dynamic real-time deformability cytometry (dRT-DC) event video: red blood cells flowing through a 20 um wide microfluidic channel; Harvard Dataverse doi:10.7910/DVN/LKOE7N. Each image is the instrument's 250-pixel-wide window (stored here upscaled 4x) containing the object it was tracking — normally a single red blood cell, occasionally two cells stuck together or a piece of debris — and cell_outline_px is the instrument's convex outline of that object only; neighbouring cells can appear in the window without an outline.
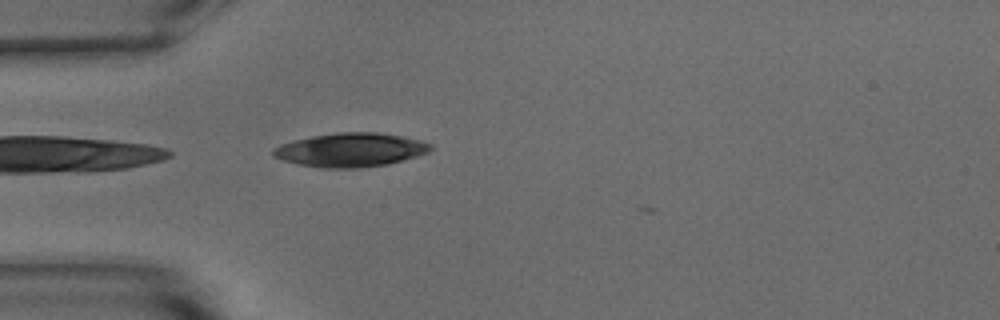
{"species": "common noctule bat (a hibernating species)", "species_latin": "Nyctalus noctula", "temperature_condition": "warm", "stored_images_in_passage": 34, "camera_frame_rate_fps": 3000, "um_per_image_px": 0.085, "animal": {"sex": "male", "body_mass_g": 15.6}, "frame": {"image": 1, "passage_image": 1, "time_ms": 0.0, "image_size_px": [1000, 320], "cell_outline_px": [[432, 148], [428, 152], [416, 156], [388, 164], [360, 168], [320, 168], [300, 164], [284, 160], [272, 156], [272, 148], [280, 144], [292, 140], [312, 136], [336, 132], [380, 132], [404, 136], [420, 140], [432, 144]], "centroid_in_image_um": [29.79, 12.73], "position_along_channel_um": 55.2, "area_um2": 31.21}}